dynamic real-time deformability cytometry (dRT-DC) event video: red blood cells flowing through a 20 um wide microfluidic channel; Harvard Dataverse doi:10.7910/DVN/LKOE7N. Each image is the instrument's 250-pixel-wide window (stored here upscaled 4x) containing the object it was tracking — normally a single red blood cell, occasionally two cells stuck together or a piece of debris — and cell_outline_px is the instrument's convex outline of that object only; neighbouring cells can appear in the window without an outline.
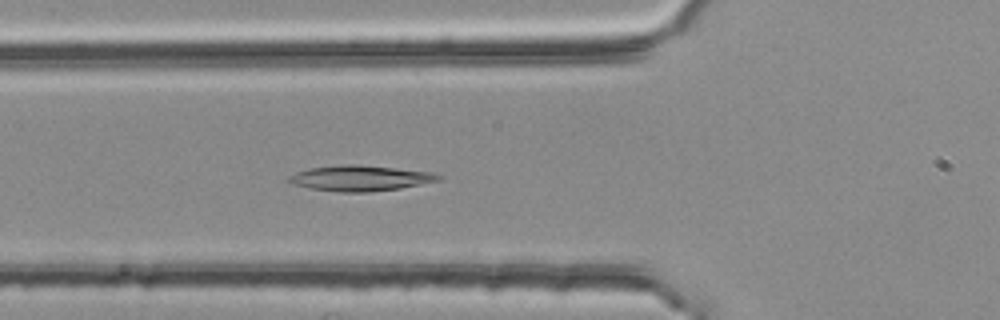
{"species": "common noctule bat (a hibernating species)", "species_latin": "Nyctalus noctula", "temperature_condition": "room temperature", "stored_images_in_passage": 39, "camera_frame_rate_fps": 3000, "um_per_image_px": 0.085, "animal": {"sex": "female", "body_mass_g": 25.1}, "frame": {"image": 1, "passage_image": 6, "time_ms": 1.667, "image_size_px": [1000, 320], "cell_outline_px": [[444, 176], [440, 180], [400, 188], [368, 192], [336, 192], [308, 188], [296, 184], [288, 180], [288, 176], [296, 172], [308, 168], [344, 164], [356, 164], [396, 168], [432, 172]], "centroid_in_image_um": [30.62, 15.14], "position_along_channel_um": 95.2, "area_um2": 22.25}}
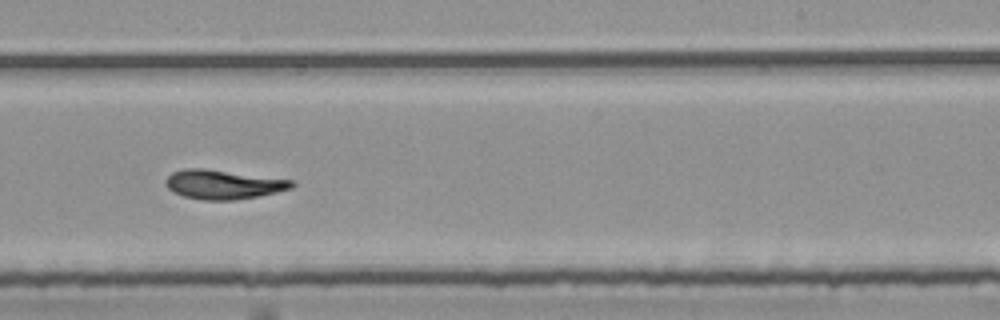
{"frame": {"image": 2, "passage_image": 20, "time_ms": 6.333, "image_size_px": [1000, 320], "cell_outline_px": [[296, 184], [292, 188], [260, 196], [236, 200], [204, 200], [184, 196], [172, 192], [164, 184], [164, 180], [172, 172], [184, 168], [204, 168], [292, 180]], "centroid_in_image_um": [18.94, 15.68], "position_along_channel_um": 270.1, "area_um2": 21.56}}
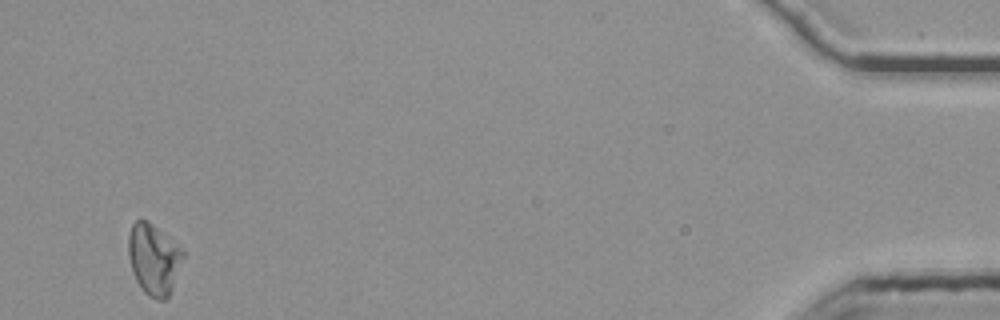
{"frame": {"image": 3, "passage_image": 39, "time_ms": 12.667, "image_size_px": [1000, 320], "cell_outline_px": [[184, 256], [168, 300], [156, 300], [148, 296], [144, 292], [136, 280], [132, 272], [128, 256], [128, 236], [132, 224], [140, 216], [148, 220], [184, 248]], "centroid_in_image_um": [13.07, 22.0], "position_along_channel_um": 422.1, "area_um2": 23.18}, "authors_computed_cell_mechanics": {"area_um2": 21.3282, "velocity_mm_per_s": 3.7392, "shape_relaxation_time_tau1_ms": 7.5826, "shape_relaxation_time_tau2_ms": 4.6687, "deformation_change_tau1": 0.177, "deformation_change_tau2": 0.1219}}